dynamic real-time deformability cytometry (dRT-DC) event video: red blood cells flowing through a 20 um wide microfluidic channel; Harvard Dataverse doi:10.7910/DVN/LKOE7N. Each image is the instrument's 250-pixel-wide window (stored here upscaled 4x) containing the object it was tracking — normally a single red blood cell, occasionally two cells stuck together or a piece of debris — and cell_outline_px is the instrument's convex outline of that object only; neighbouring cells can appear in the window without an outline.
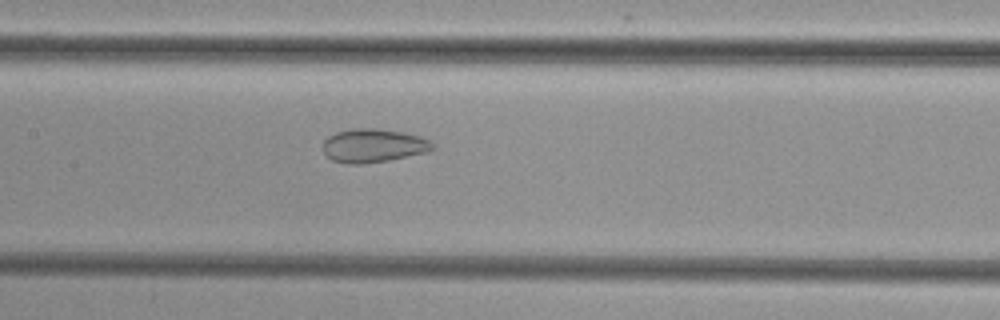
{"species": "common noctule bat (a hibernating species)", "species_latin": "Nyctalus noctula", "temperature_condition": "cold", "stored_images_in_passage": 51, "camera_frame_rate_fps": 3000, "um_per_image_px": 0.085, "animal": {"sex": "female", "body_mass_g": 29.2, "forearm_length_mm": 56.3}, "frame": {"image": 1, "passage_image": 24, "time_ms": 7.667, "image_size_px": [1000, 320], "cell_outline_px": [[436, 148], [428, 152], [388, 160], [360, 164], [348, 164], [332, 160], [324, 156], [324, 140], [328, 136], [336, 132], [352, 128], [376, 128], [404, 132], [420, 136], [436, 144]], "centroid_in_image_um": [31.75, 12.37], "position_along_channel_um": 175.7, "area_um2": 21.68}}
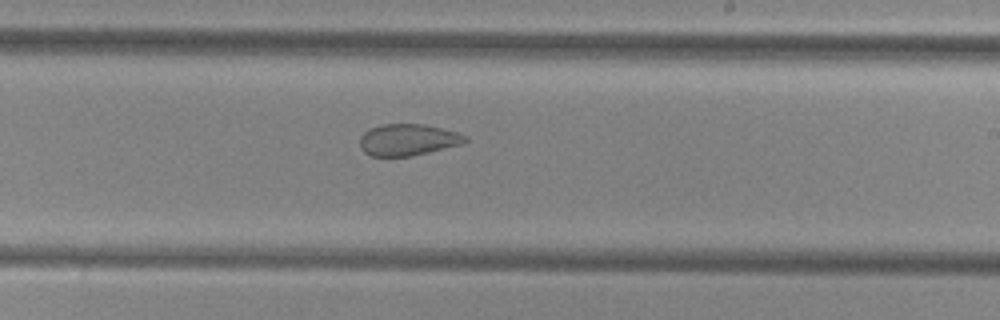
{"frame": {"image": 2, "passage_image": 30, "time_ms": 9.667, "image_size_px": [1000, 320], "cell_outline_px": [[468, 140], [460, 144], [412, 156], [372, 156], [364, 152], [360, 148], [360, 136], [364, 132], [380, 124], [424, 124], [456, 132], [464, 136]], "centroid_in_image_um": [34.61, 11.88], "position_along_channel_um": 254.4, "area_um2": 19.13}}
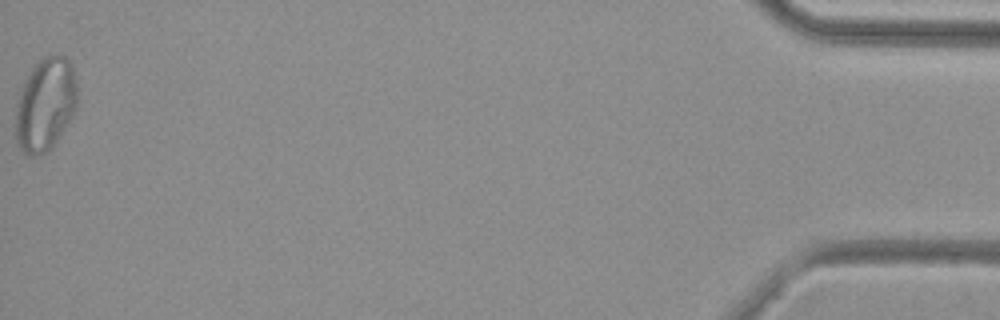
{"frame": {"image": 3, "passage_image": 51, "time_ms": 16.667, "image_size_px": [1000, 320], "cell_outline_px": [[76, 108], [52, 148], [44, 152], [32, 156], [24, 152], [16, 144], [16, 104], [20, 92], [32, 68], [44, 56], [56, 52], [64, 56], [72, 64], [76, 84]], "centroid_in_image_um": [3.86, 8.85], "position_along_channel_um": 431.3, "area_um2": 33.12}}